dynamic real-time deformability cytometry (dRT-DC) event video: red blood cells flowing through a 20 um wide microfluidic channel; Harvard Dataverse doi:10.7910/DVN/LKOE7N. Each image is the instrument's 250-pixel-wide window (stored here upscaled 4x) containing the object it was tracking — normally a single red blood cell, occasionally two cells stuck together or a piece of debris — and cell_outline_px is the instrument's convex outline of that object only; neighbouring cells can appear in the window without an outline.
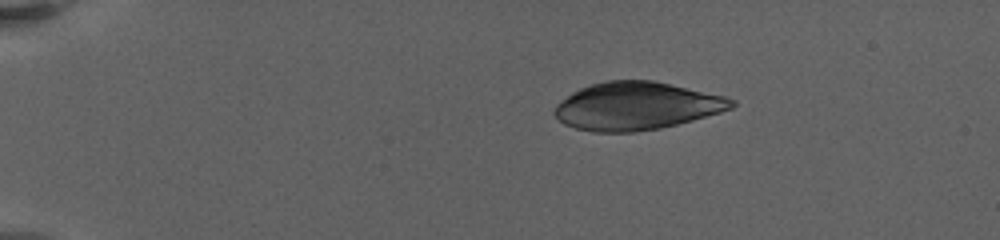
{"species": "human", "species_latin": "Homo sapiens", "temperature_condition": "warm", "stored_images_in_passage": 39, "camera_frame_rate_fps": 3000, "um_per_image_px": 0.085, "donor": {"sex": "female"}, "frame": {"image": 1, "passage_image": 1, "time_ms": 0.0, "image_size_px": [1000, 240], "cell_outline_px": [[736, 104], [732, 108], [720, 112], [692, 120], [660, 128], [632, 132], [592, 132], [576, 128], [564, 124], [552, 112], [556, 104], [572, 92], [580, 88], [592, 84], [608, 80], [652, 80], [724, 96], [736, 100]], "centroid_in_image_um": [54.08, 9.01], "position_along_channel_um": 30.9, "area_um2": 49.07}}
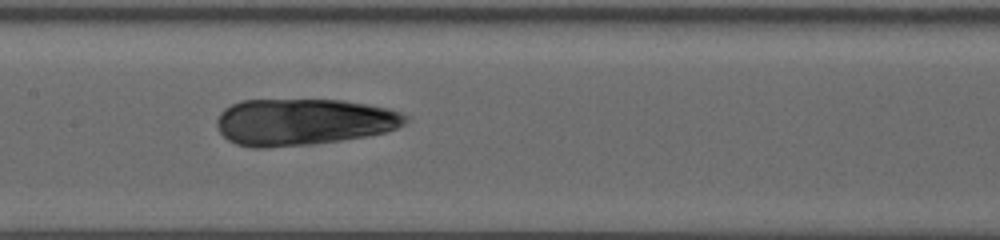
{"frame": {"image": 2, "passage_image": 16, "time_ms": 7.333, "image_size_px": [1000, 240], "cell_outline_px": [[408, 120], [404, 124], [396, 128], [384, 132], [364, 136], [340, 140], [312, 144], [268, 148], [252, 148], [236, 144], [228, 140], [220, 132], [216, 124], [216, 120], [220, 112], [224, 108], [240, 100], [344, 100], [388, 108], [400, 112], [408, 116]], "centroid_in_image_um": [25.75, 10.36], "position_along_channel_um": 181.7, "area_um2": 51.38}}
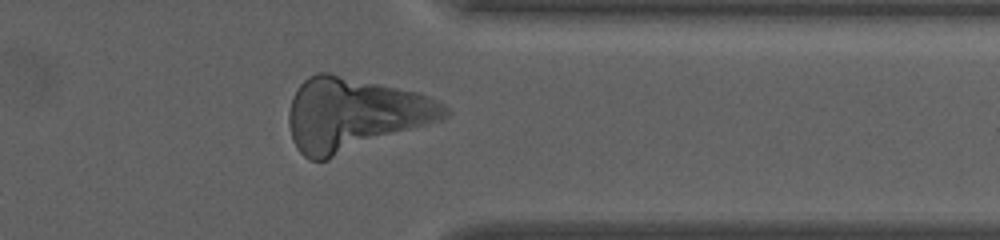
{"frame": {"image": 3, "passage_image": 30, "time_ms": 13.667, "image_size_px": [1000, 240], "cell_outline_px": [[452, 112], [448, 116], [440, 120], [328, 160], [308, 160], [296, 148], [292, 140], [288, 124], [288, 112], [292, 96], [296, 88], [308, 76], [316, 72], [328, 72], [420, 92], [444, 104]], "centroid_in_image_um": [30.09, 9.71], "position_along_channel_um": 381.3, "area_um2": 66.82}}